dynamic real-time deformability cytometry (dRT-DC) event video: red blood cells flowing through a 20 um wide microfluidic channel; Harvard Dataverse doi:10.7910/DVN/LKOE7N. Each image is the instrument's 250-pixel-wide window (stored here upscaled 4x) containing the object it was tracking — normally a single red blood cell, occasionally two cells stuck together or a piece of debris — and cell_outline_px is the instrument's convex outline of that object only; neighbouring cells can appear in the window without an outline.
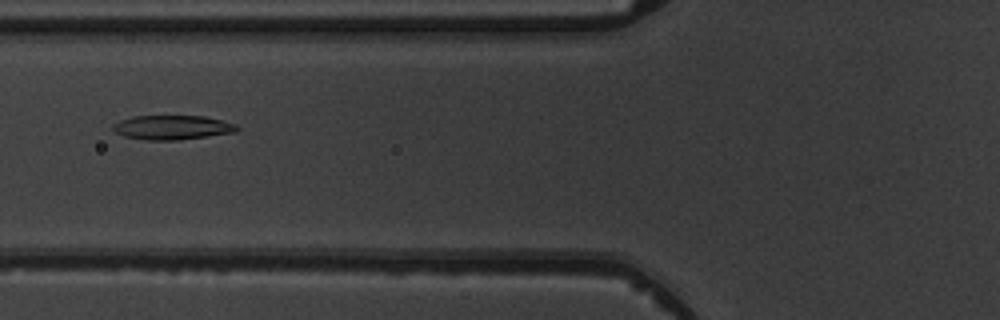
{"species": "common noctule bat (a hibernating species)", "species_latin": "Nyctalus noctula", "temperature_condition": "warm", "stored_images_in_passage": 6, "camera_frame_rate_fps": 3000, "um_per_image_px": 0.085, "animal": {"sex": "male", "body_mass_g": 19.5, "forearm_length_mm": 54.6}, "frame": {"image": 1, "passage_image": 6, "time_ms": 5.667, "image_size_px": [1000, 320], "cell_outline_px": [[240, 128], [236, 132], [208, 136], [176, 140], [148, 140], [124, 136], [116, 132], [112, 128], [112, 124], [120, 120], [132, 116], [204, 116], [224, 120], [236, 124]], "centroid_in_image_um": [14.67, 10.82], "position_along_channel_um": 111.1, "area_um2": 17.63}}